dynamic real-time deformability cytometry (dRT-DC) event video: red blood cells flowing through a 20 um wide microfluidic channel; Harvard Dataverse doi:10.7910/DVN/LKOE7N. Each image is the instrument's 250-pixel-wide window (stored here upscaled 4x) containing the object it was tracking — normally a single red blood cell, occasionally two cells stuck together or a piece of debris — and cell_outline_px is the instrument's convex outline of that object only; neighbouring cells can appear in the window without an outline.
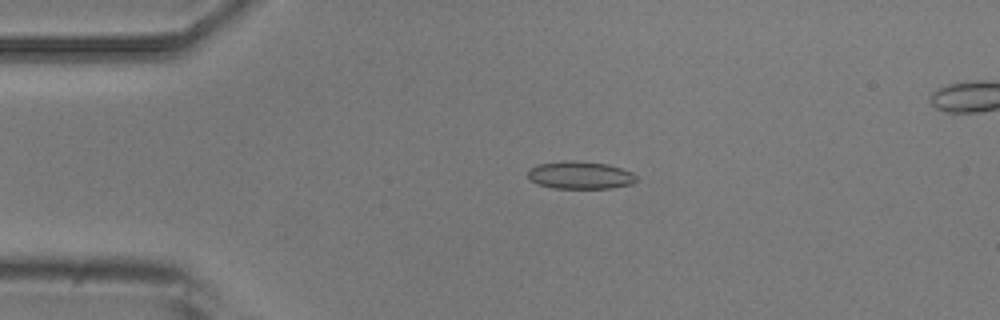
{"species": "common noctule bat (a hibernating species)", "species_latin": "Nyctalus noctula", "temperature_condition": "room temperature", "stored_images_in_passage": 5, "camera_frame_rate_fps": 3000, "um_per_image_px": 0.085, "animal": {"sex": "male", "body_mass_g": 20.5, "forearm_length_mm": 52.5}, "frame": {"image": 1, "passage_image": 3, "time_ms": 2.333, "image_size_px": [1000, 320], "cell_outline_px": [[640, 180], [632, 184], [612, 188], [552, 188], [536, 184], [528, 180], [528, 168], [536, 164], [564, 160], [572, 160], [608, 164], [632, 172]], "centroid_in_image_um": [49.28, 14.89], "position_along_channel_um": 35.7, "area_um2": 17.86}}